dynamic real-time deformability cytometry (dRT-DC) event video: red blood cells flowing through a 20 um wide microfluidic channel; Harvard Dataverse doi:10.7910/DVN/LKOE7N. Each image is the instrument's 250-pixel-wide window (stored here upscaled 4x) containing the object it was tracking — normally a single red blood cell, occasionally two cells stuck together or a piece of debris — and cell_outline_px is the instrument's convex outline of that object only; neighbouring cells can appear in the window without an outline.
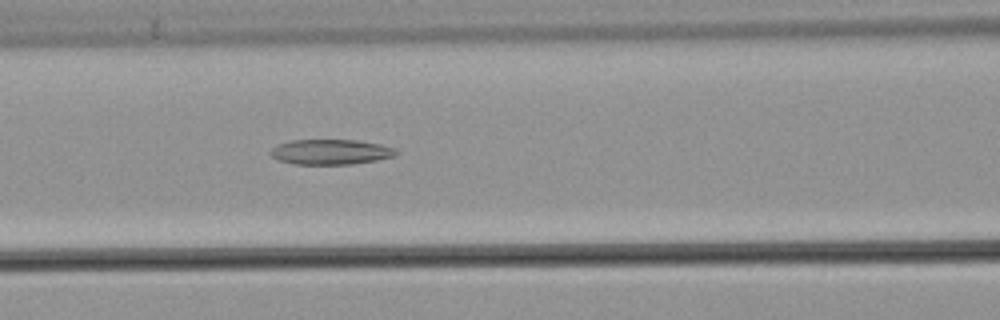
{"species": "common noctule bat (a hibernating species)", "species_latin": "Nyctalus noctula", "temperature_condition": "warm", "stored_images_in_passage": 52, "camera_frame_rate_fps": 3000, "um_per_image_px": 0.085, "animal": {"sex": "male", "body_mass_g": 21.5, "forearm_length_mm": 52.0}, "frame": {"image": 1, "passage_image": 22, "time_ms": 7.0, "image_size_px": [1000, 320], "cell_outline_px": [[400, 152], [392, 156], [376, 160], [352, 164], [296, 164], [280, 160], [272, 156], [268, 152], [276, 144], [292, 140], [356, 140], [380, 144], [396, 148]], "centroid_in_image_um": [28.1, 12.9], "position_along_channel_um": 138.5, "area_um2": 18.38}}
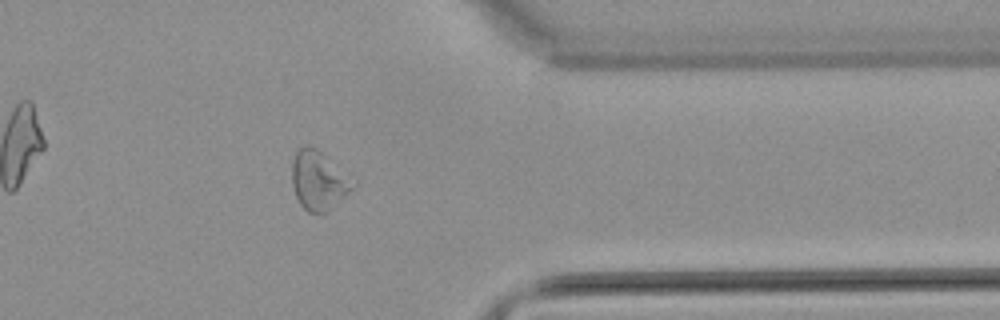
{"frame": {"image": 2, "passage_image": 42, "time_ms": 13.667, "image_size_px": [1000, 320], "cell_outline_px": [[356, 184], [344, 196], [324, 212], [308, 212], [300, 204], [296, 196], [292, 184], [292, 160], [296, 152], [304, 144], [308, 144], [316, 148], [356, 180]], "centroid_in_image_um": [27.07, 15.29], "position_along_channel_um": 384.3, "area_um2": 20.69}}
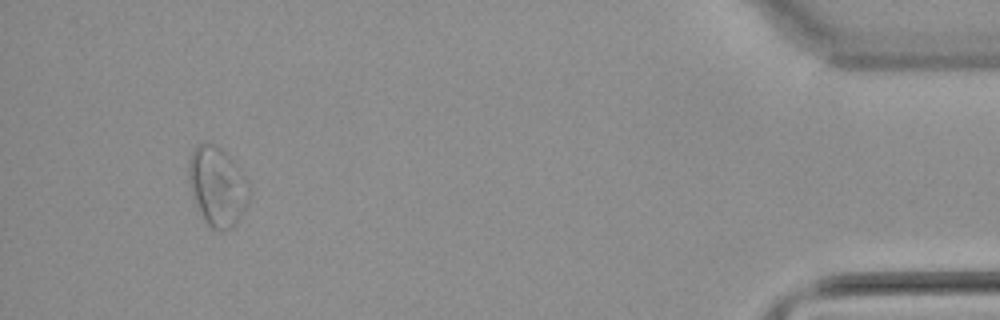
{"frame": {"image": 3, "passage_image": 49, "time_ms": 16.0, "image_size_px": [1000, 320], "cell_outline_px": [[252, 192], [248, 204], [240, 216], [228, 228], [212, 228], [204, 220], [192, 196], [188, 180], [188, 160], [192, 148], [196, 144], [212, 144], [228, 152], [252, 184]], "centroid_in_image_um": [18.5, 15.76], "position_along_channel_um": 416.7, "area_um2": 28.32}}